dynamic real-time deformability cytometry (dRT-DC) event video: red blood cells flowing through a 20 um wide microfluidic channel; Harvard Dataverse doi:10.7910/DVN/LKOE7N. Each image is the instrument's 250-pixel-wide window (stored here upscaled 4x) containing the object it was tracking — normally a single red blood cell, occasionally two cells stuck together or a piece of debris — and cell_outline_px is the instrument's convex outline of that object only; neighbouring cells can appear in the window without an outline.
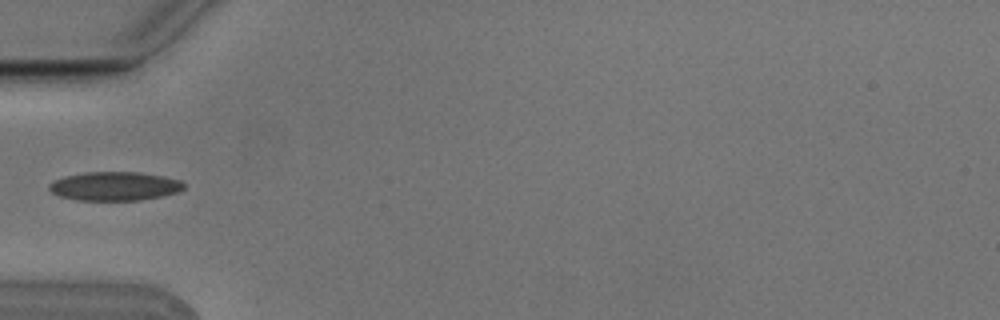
{"species": "Egyptian fruit bat (a non-hibernating species)", "species_latin": "Rousettus aegyptiacus", "temperature_condition": "cold", "stored_images_in_passage": 5, "camera_frame_rate_fps": 3000, "um_per_image_px": 0.085, "animal": {"sex": "male"}, "frame": {"image": 1, "passage_image": 5, "time_ms": 1.333, "image_size_px": [1000, 320], "cell_outline_px": [[184, 188], [180, 192], [164, 196], [140, 200], [76, 200], [60, 196], [52, 192], [48, 188], [48, 184], [56, 180], [68, 176], [84, 172], [140, 172], [164, 176], [180, 180], [184, 184]], "centroid_in_image_um": [9.79, 15.83], "position_along_channel_um": 75.2, "area_um2": 22.66}}